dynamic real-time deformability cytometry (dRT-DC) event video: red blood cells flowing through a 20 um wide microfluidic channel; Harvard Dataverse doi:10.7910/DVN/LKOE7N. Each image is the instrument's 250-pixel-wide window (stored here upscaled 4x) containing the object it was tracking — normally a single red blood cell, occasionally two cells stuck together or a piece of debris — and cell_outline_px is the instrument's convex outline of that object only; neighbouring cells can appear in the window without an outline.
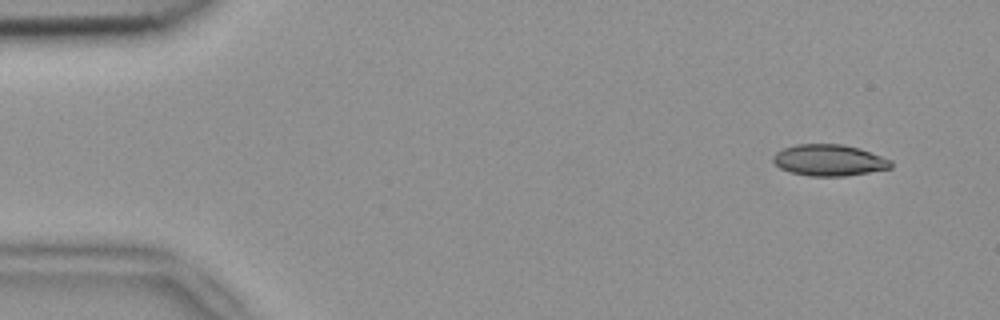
{"species": "common noctule bat (a hibernating species)", "species_latin": "Nyctalus noctula", "temperature_condition": "room temperature", "stored_images_in_passage": 3, "camera_frame_rate_fps": 3000, "um_per_image_px": 0.085, "animal": {"sex": "female", "body_mass_g": 18.4}, "frame": {"image": 1, "passage_image": 1, "time_ms": 0.0, "image_size_px": [1000, 320], "cell_outline_px": [[892, 168], [844, 176], [808, 176], [788, 172], [780, 168], [772, 160], [772, 156], [776, 152], [784, 148], [796, 144], [844, 144], [860, 148], [892, 160]], "centroid_in_image_um": [70.46, 13.61], "position_along_channel_um": 14.5, "area_um2": 21.68}}
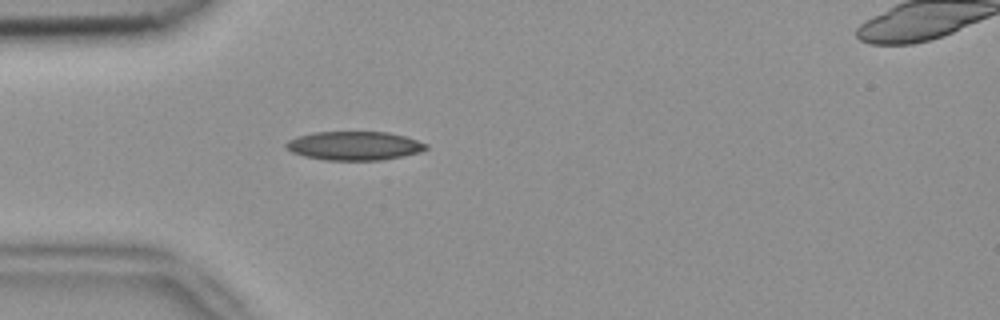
{"frame": {"image": 2, "passage_image": 3, "time_ms": 0.667, "image_size_px": [1000, 320], "cell_outline_px": [[428, 148], [420, 152], [404, 156], [380, 160], [328, 160], [304, 156], [292, 152], [284, 148], [284, 144], [288, 140], [296, 136], [312, 132], [388, 132], [404, 136], [428, 144]], "centroid_in_image_um": [30.09, 12.39], "position_along_channel_um": 54.9, "area_um2": 23.58}}